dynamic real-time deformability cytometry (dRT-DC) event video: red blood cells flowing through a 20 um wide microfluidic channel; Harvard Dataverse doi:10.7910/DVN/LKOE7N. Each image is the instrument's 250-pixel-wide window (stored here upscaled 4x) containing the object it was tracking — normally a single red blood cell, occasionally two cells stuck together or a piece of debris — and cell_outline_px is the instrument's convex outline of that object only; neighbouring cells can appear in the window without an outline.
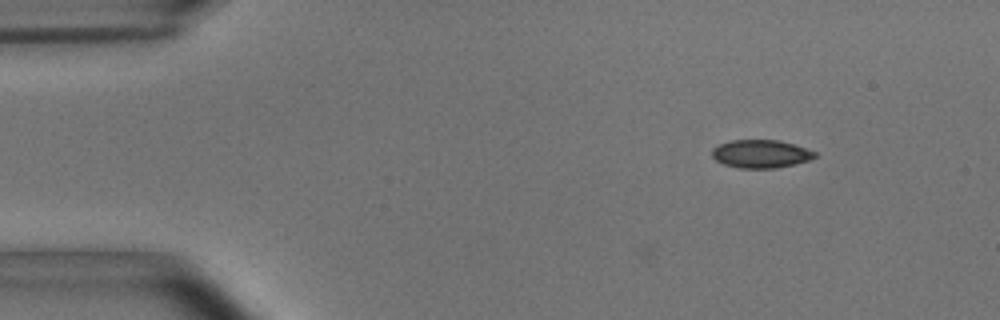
{"species": "common noctule bat (a hibernating species)", "species_latin": "Nyctalus noctula", "temperature_condition": "room temperature", "stored_images_in_passage": 3, "camera_frame_rate_fps": 3000, "um_per_image_px": 0.085, "animal": {"sex": "male", "body_mass_g": 15.6}, "frame": {"image": 1, "passage_image": 3, "time_ms": 0.667, "image_size_px": [1000, 320], "cell_outline_px": [[816, 156], [808, 160], [776, 168], [740, 168], [724, 164], [716, 160], [712, 156], [712, 148], [728, 140], [780, 140], [816, 152]], "centroid_in_image_um": [64.63, 13.07], "position_along_channel_um": 20.4, "area_um2": 16.65}}